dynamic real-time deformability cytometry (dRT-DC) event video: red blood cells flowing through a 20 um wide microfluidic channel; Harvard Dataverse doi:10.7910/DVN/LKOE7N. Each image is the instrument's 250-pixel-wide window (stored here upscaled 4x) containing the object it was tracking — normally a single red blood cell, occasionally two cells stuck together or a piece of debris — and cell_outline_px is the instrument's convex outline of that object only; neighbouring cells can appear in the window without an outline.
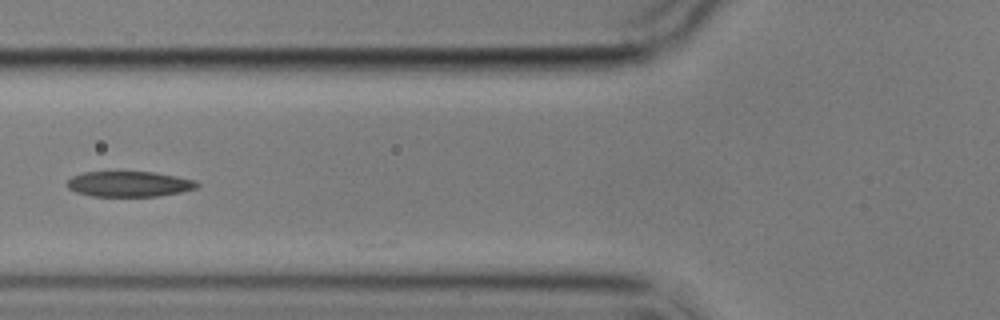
{"species": "common noctule bat (a hibernating species)", "species_latin": "Nyctalus noctula", "temperature_condition": "cold", "stored_images_in_passage": 4, "camera_frame_rate_fps": 3000, "um_per_image_px": 0.085, "animal": {"sex": "male", "body_mass_g": 17.9}, "frame": {"image": 1, "passage_image": 4, "time_ms": 3.333, "image_size_px": [1000, 320], "cell_outline_px": [[200, 184], [196, 188], [180, 192], [160, 196], [92, 196], [76, 192], [68, 188], [68, 180], [72, 176], [84, 172], [156, 172], [196, 180]], "centroid_in_image_um": [11.0, 15.64], "position_along_channel_um": 114.8, "area_um2": 19.25}}